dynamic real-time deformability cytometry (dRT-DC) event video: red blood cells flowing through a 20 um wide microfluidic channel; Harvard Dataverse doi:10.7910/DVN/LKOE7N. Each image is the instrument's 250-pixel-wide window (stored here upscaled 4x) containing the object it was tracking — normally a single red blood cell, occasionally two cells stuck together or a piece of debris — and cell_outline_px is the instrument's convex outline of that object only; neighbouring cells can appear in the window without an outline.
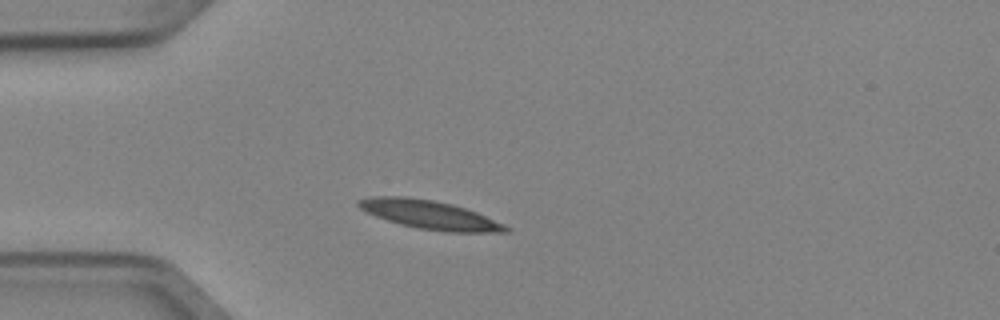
{"species": "Egyptian fruit bat (a non-hibernating species)", "species_latin": "Rousettus aegyptiacus", "temperature_condition": "cold", "stored_images_in_passage": 2, "camera_frame_rate_fps": 3000, "um_per_image_px": 0.085, "animal": {"sex": "female"}, "frame": {"image": 1, "passage_image": 1, "time_ms": 0.0, "image_size_px": [1000, 320], "cell_outline_px": [[512, 232], [448, 232], [416, 228], [400, 224], [364, 212], [356, 204], [356, 200], [372, 196], [404, 196], [432, 200], [452, 204], [476, 212], [504, 224], [512, 228]], "centroid_in_image_um": [36.51, 18.25], "position_along_channel_um": 48.5, "area_um2": 24.62}}